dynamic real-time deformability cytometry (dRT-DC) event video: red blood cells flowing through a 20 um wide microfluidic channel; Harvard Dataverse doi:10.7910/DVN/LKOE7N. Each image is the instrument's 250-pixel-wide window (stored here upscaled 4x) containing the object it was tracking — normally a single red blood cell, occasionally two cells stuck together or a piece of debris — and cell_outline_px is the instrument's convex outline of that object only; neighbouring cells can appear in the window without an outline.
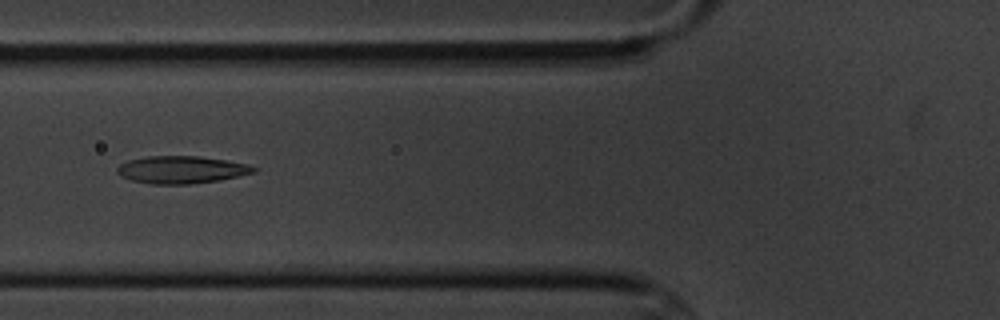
{"species": "common noctule bat (a hibernating species)", "species_latin": "Nyctalus noctula", "temperature_condition": "cold", "stored_images_in_passage": 7, "camera_frame_rate_fps": 3000, "um_per_image_px": 0.085, "animal": {"sex": "male", "body_mass_g": 20.1, "forearm_length_mm": 53.5}, "frame": {"image": 1, "passage_image": 7, "time_ms": 7.0, "image_size_px": [1000, 320], "cell_outline_px": [[260, 168], [256, 172], [216, 180], [188, 184], [152, 184], [132, 180], [120, 176], [116, 172], [116, 168], [120, 164], [128, 160], [148, 156], [200, 156], [228, 160], [248, 164]], "centroid_in_image_um": [15.42, 14.41], "position_along_channel_um": 110.4, "area_um2": 21.85}}